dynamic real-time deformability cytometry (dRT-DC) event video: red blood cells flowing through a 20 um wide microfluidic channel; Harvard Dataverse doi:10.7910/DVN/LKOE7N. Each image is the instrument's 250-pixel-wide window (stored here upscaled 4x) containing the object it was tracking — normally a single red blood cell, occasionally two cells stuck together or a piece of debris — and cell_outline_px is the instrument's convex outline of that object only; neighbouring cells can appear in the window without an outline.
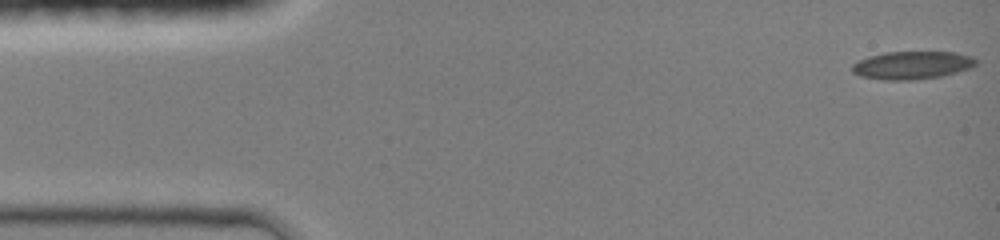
{"species": "common noctule bat (a hibernating species)", "species_latin": "Nyctalus noctula", "temperature_condition": "room temperature", "stored_images_in_passage": 70, "camera_frame_rate_fps": 3000, "um_per_image_px": 0.085, "animal": {"sex": "female", "body_mass_g": 19.0, "forearm_length_mm": 51.5}, "frame": {"image": 1, "passage_image": 1, "time_ms": 0.0, "image_size_px": [1000, 240], "cell_outline_px": [[980, 60], [976, 64], [968, 68], [956, 72], [940, 76], [912, 80], [884, 80], [860, 76], [852, 72], [852, 64], [868, 56], [884, 52], [956, 52], [972, 56]], "centroid_in_image_um": [77.53, 5.53], "position_along_channel_um": 7.5, "area_um2": 20.17}}
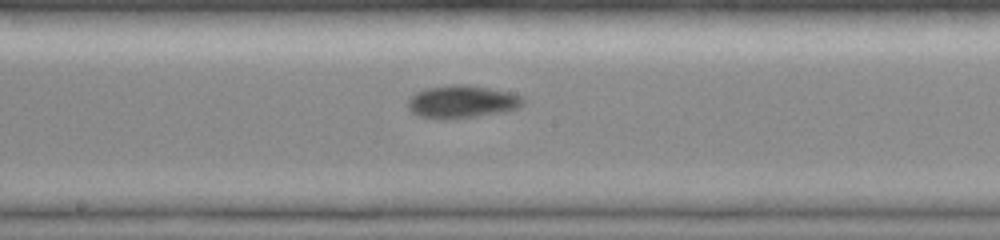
{"frame": {"image": 2, "passage_image": 38, "time_ms": 7.667, "image_size_px": [1000, 240], "cell_outline_px": [[524, 104], [516, 108], [500, 112], [476, 116], [448, 120], [420, 116], [412, 112], [408, 108], [408, 100], [416, 92], [428, 88], [452, 84], [472, 84], [508, 92], [524, 96]], "centroid_in_image_um": [39.27, 8.63], "position_along_channel_um": 208.9, "area_um2": 21.96}}
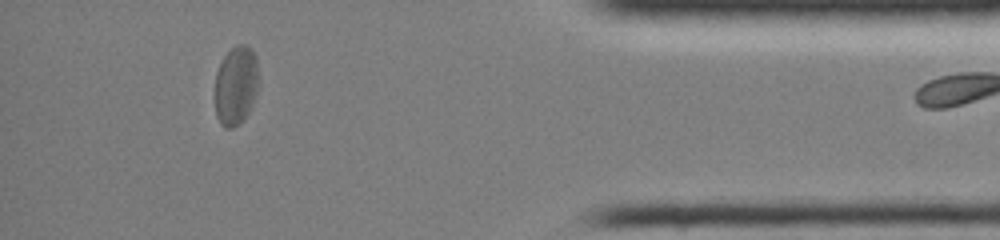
{"frame": {"image": 3, "passage_image": 69, "time_ms": 13.333, "image_size_px": [1000, 240], "cell_outline_px": [[256, 92], [252, 108], [244, 120], [240, 124], [232, 128], [228, 128], [220, 124], [216, 116], [216, 72], [224, 56], [236, 44], [248, 44], [252, 48], [256, 56]], "centroid_in_image_um": [20.05, 7.28], "position_along_channel_um": 415.1, "area_um2": 20.06}}